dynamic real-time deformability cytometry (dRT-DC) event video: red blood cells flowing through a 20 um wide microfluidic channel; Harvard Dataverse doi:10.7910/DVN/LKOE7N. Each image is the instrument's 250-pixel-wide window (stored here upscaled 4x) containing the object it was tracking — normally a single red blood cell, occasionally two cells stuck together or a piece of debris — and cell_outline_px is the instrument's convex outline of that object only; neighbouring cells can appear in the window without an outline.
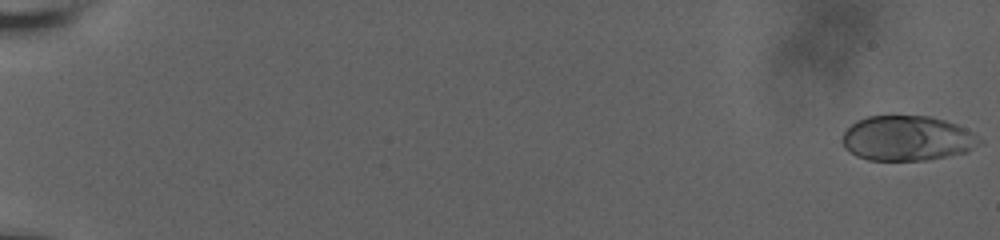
{"species": "human", "species_latin": "Homo sapiens", "temperature_condition": "room temperature", "stored_images_in_passage": 78, "camera_frame_rate_fps": 3000, "um_per_image_px": 0.085, "donor": {"sex": "male"}, "frame": {"image": 1, "passage_image": 1, "time_ms": 0.0, "image_size_px": [1000, 240], "cell_outline_px": [[984, 140], [980, 144], [968, 152], [924, 160], [868, 160], [856, 156], [848, 152], [844, 148], [844, 132], [856, 120], [868, 116], [932, 116], [956, 124], [972, 132]], "centroid_in_image_um": [77.13, 11.76], "position_along_channel_um": 7.9, "area_um2": 36.01}}
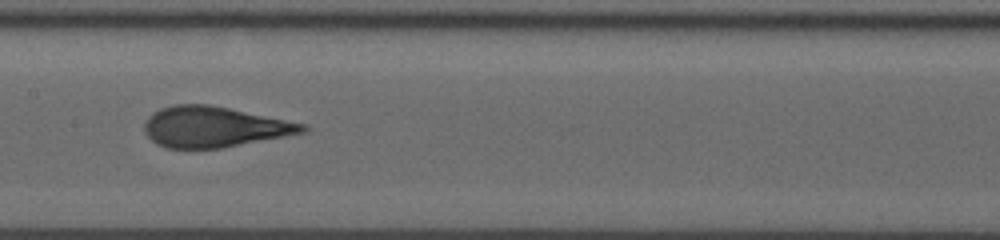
{"frame": {"image": 2, "passage_image": 47, "time_ms": 11.0, "image_size_px": [1000, 240], "cell_outline_px": [[308, 128], [304, 132], [284, 136], [220, 148], [164, 148], [156, 144], [144, 132], [144, 124], [148, 116], [152, 112], [160, 108], [172, 104], [208, 104], [308, 124]], "centroid_in_image_um": [18.15, 10.78], "position_along_channel_um": 189.2, "area_um2": 37.34}}
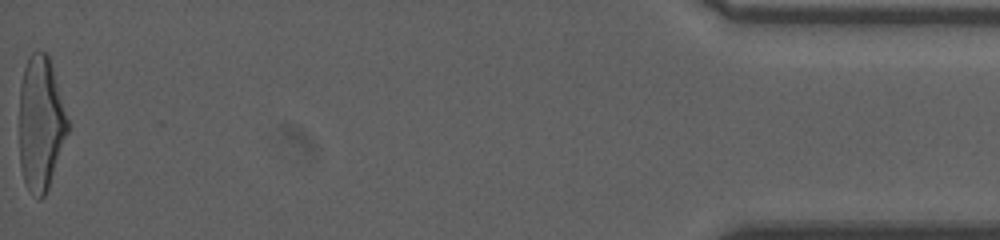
{"frame": {"image": 3, "passage_image": 77, "time_ms": 20.0, "image_size_px": [1000, 240], "cell_outline_px": [[68, 132], [48, 188], [44, 196], [40, 200], [24, 184], [20, 164], [20, 84], [24, 68], [28, 56], [32, 52], [48, 52], [68, 120]], "centroid_in_image_um": [3.45, 10.48], "position_along_channel_um": 431.7, "area_um2": 37.63}, "authors_computed_cell_mechanics": {"area_um2": 36.703, "velocity_mm_per_s": 3.6589, "shape_relaxation_time_tau1_ms": 6.6134, "shape_relaxation_time_tau2_ms": null, "deformation_change_tau1": 0.2481, "deformation_change_tau2": null}}